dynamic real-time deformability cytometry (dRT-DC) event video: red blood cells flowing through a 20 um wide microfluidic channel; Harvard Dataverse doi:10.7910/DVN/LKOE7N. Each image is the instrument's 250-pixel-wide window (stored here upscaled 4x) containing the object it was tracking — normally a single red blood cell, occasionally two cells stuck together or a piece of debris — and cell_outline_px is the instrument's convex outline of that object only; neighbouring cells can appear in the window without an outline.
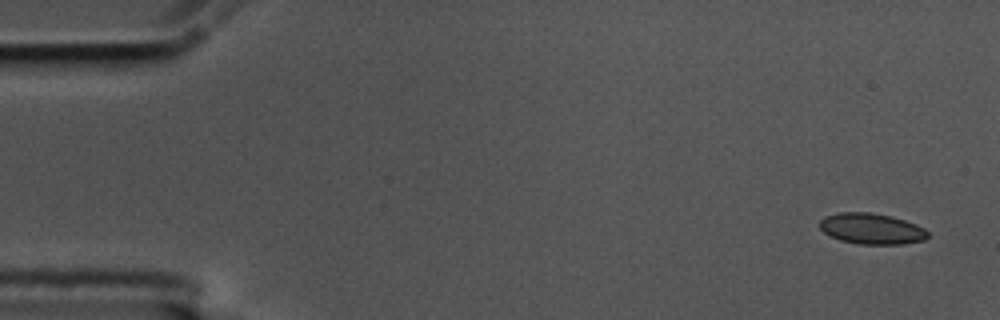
{"species": "common noctule bat (a hibernating species)", "species_latin": "Nyctalus noctula", "temperature_condition": "cold", "stored_images_in_passage": 5, "camera_frame_rate_fps": 3000, "um_per_image_px": 0.085, "animal": {"sex": "male", "body_mass_g": 17.5, "forearm_length_mm": 52.3}, "frame": {"image": 1, "passage_image": 1, "time_ms": 0.0, "image_size_px": [1000, 320], "cell_outline_px": [[928, 236], [924, 240], [904, 244], [860, 244], [840, 240], [824, 232], [820, 228], [820, 220], [824, 216], [840, 212], [872, 212], [892, 216], [916, 224], [924, 228], [928, 232]], "centroid_in_image_um": [74.09, 19.43], "position_along_channel_um": 10.9, "area_um2": 19.48}}
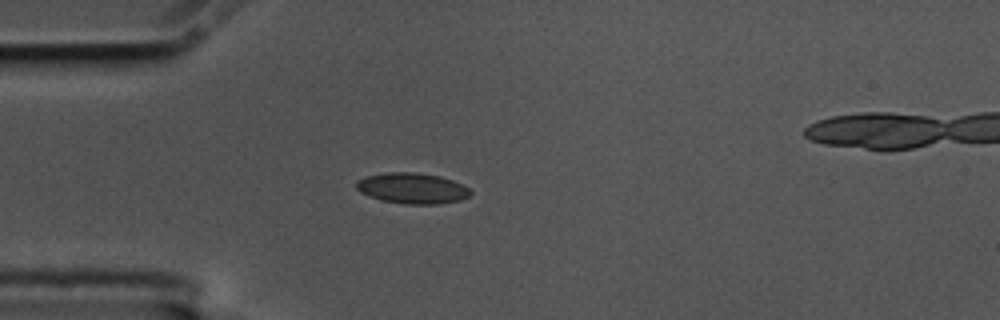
{"frame": {"image": 2, "passage_image": 4, "time_ms": 1.0, "image_size_px": [1000, 320], "cell_outline_px": [[472, 192], [468, 196], [460, 200], [440, 204], [404, 204], [380, 200], [368, 196], [360, 192], [356, 188], [356, 180], [364, 176], [392, 172], [416, 172], [440, 176], [452, 180], [468, 188]], "centroid_in_image_um": [35.0, 16.0], "position_along_channel_um": 50.0, "area_um2": 20.52}}